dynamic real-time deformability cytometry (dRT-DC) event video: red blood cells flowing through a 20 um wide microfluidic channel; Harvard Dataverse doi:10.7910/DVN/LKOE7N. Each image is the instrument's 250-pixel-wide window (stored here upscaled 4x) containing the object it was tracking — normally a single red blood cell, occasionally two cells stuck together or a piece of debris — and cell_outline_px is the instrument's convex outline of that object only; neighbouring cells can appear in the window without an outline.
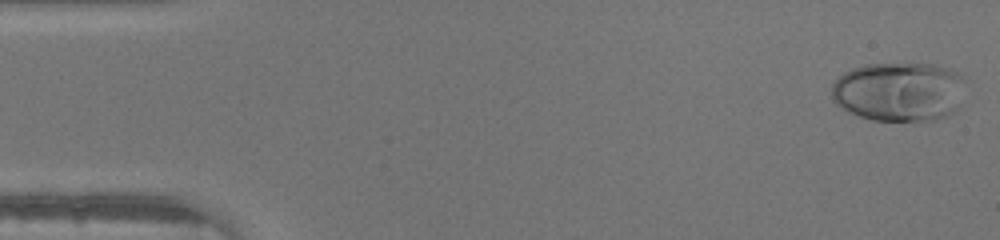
{"species": "human", "species_latin": "Homo sapiens", "temperature_condition": "warm", "stored_images_in_passage": 45, "camera_frame_rate_fps": 3000, "um_per_image_px": 0.085, "donor": {"sex": "male"}, "frame": {"image": 1, "passage_image": 1, "time_ms": 0.0, "image_size_px": [1000, 240], "cell_outline_px": [[960, 76], [956, 108], [952, 112], [936, 120], [872, 120], [848, 112], [840, 108], [832, 100], [832, 84], [844, 72], [852, 68], [864, 64], [936, 64], [948, 68], [956, 72]], "centroid_in_image_um": [76.3, 7.78], "position_along_channel_um": 8.7, "area_um2": 45.49}}
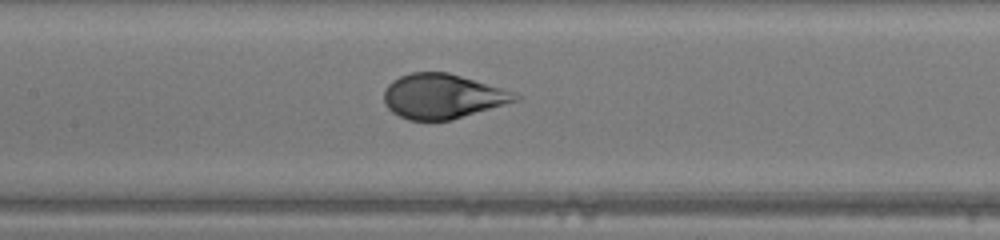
{"frame": {"image": 2, "passage_image": 21, "time_ms": 6.667, "image_size_px": [1000, 240], "cell_outline_px": [[524, 96], [520, 100], [452, 120], [408, 120], [392, 112], [384, 104], [384, 88], [392, 80], [400, 76], [412, 72], [448, 72], [516, 92]], "centroid_in_image_um": [37.64, 8.18], "position_along_channel_um": 169.8, "area_um2": 34.45}}
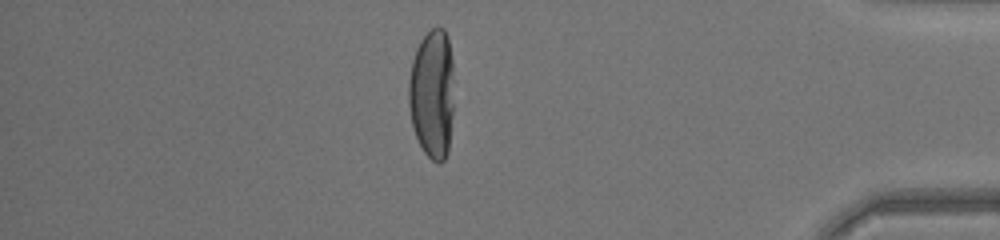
{"frame": {"image": 3, "passage_image": 39, "time_ms": 12.667, "image_size_px": [1000, 240], "cell_outline_px": [[452, 116], [448, 152], [444, 160], [440, 164], [432, 160], [424, 152], [416, 136], [412, 124], [408, 104], [408, 80], [412, 60], [416, 48], [420, 40], [436, 24], [444, 28], [448, 36], [452, 60]], "centroid_in_image_um": [36.72, 7.94], "position_along_channel_um": 398.5, "area_um2": 34.45}}